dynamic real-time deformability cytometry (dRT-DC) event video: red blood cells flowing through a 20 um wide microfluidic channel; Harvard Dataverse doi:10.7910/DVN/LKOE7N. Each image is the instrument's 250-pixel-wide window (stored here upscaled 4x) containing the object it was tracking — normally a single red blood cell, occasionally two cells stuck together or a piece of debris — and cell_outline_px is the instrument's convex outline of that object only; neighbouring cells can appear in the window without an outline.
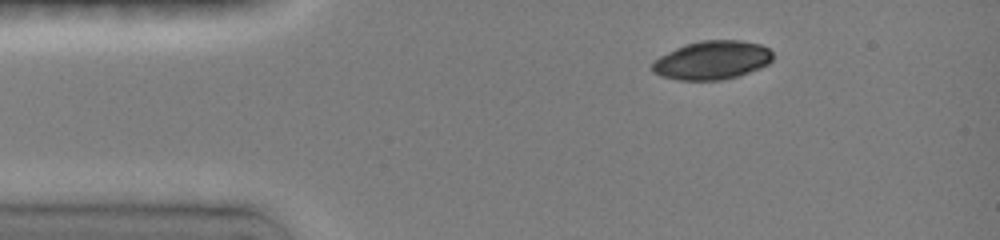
{"species": "common noctule bat (a hibernating species)", "species_latin": "Nyctalus noctula", "temperature_condition": "room temperature", "stored_images_in_passage": 12, "camera_frame_rate_fps": 3000, "um_per_image_px": 0.085, "animal": {"sex": "female", "body_mass_g": 19.0, "forearm_length_mm": 51.5}, "frame": {"image": 1, "passage_image": 1, "time_ms": 0.0, "image_size_px": [1000, 240], "cell_outline_px": [[772, 60], [768, 64], [760, 68], [736, 76], [720, 80], [680, 80], [660, 76], [652, 68], [652, 64], [660, 56], [676, 48], [688, 44], [704, 40], [740, 40], [760, 44], [768, 48], [772, 52]], "centroid_in_image_um": [60.55, 5.11], "position_along_channel_um": 24.4, "area_um2": 26.76}}
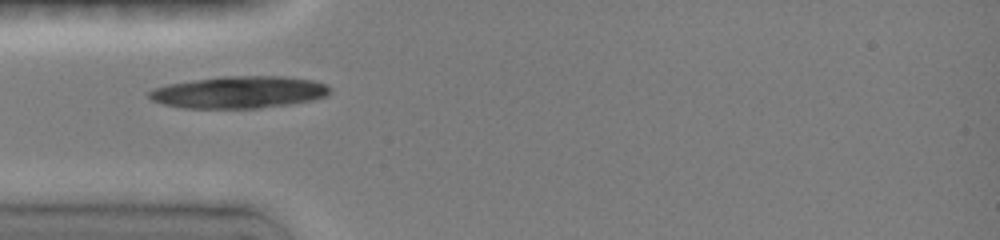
{"frame": {"image": 2, "passage_image": 11, "time_ms": 2.333, "image_size_px": [1000, 240], "cell_outline_px": [[328, 92], [324, 96], [312, 100], [288, 104], [260, 108], [184, 108], [164, 104], [152, 100], [148, 96], [148, 92], [156, 88], [168, 84], [224, 76], [280, 76], [312, 80], [324, 84], [328, 88]], "centroid_in_image_um": [20.29, 7.84], "position_along_channel_um": 64.7, "area_um2": 33.23}}